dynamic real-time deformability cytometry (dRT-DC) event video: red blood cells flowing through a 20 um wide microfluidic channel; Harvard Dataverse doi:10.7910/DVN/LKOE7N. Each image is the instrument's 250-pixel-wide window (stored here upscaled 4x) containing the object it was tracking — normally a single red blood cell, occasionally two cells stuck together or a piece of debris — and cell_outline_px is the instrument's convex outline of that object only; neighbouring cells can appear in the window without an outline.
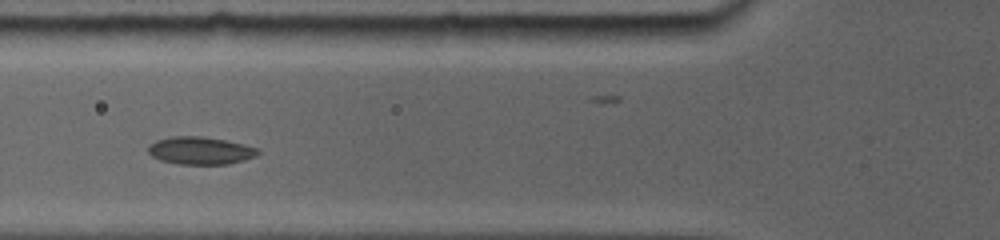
{"species": "common noctule bat (a hibernating species)", "species_latin": "Nyctalus noctula", "temperature_condition": "room temperature", "stored_images_in_passage": 17, "camera_frame_rate_fps": 5000, "um_per_image_px": 0.085, "animal": {"sex": "female", "body_mass_g": 19.0, "forearm_length_mm": 56.7}, "frame": {"image": 1, "passage_image": 4, "time_ms": 2.8, "image_size_px": [1000, 240], "cell_outline_px": [[260, 152], [256, 156], [244, 160], [228, 164], [176, 164], [160, 160], [152, 156], [148, 152], [148, 148], [156, 140], [176, 136], [200, 136], [224, 140], [256, 148]], "centroid_in_image_um": [17.01, 12.81], "position_along_channel_um": 108.8, "area_um2": 17.4}}
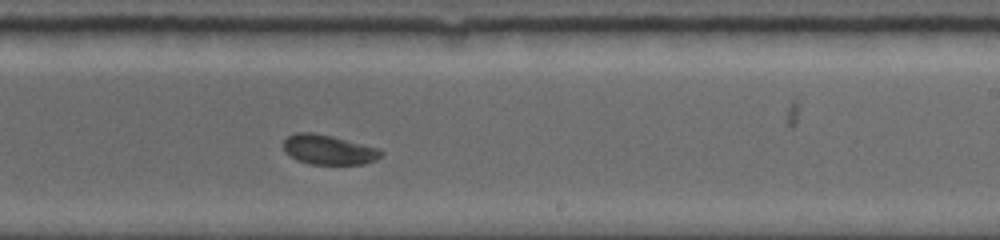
{"frame": {"image": 2, "passage_image": 11, "time_ms": 6.8, "image_size_px": [1000, 240], "cell_outline_px": [[384, 152], [376, 160], [364, 164], [308, 164], [296, 160], [284, 148], [284, 140], [288, 136], [296, 132], [312, 132], [332, 136], [376, 148]], "centroid_in_image_um": [27.92, 12.73], "position_along_channel_um": 261.1, "area_um2": 16.65}}
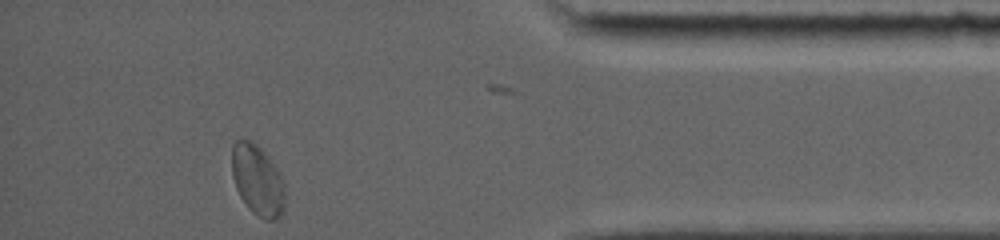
{"frame": {"image": 3, "passage_image": 16, "time_ms": 11.4, "image_size_px": [1000, 240], "cell_outline_px": [[284, 208], [280, 216], [272, 220], [264, 220], [252, 212], [248, 208], [240, 196], [236, 188], [232, 176], [232, 144], [236, 140], [248, 140], [256, 144], [264, 152], [280, 172], [284, 180]], "centroid_in_image_um": [21.89, 15.32], "position_along_channel_um": 413.3, "area_um2": 21.91}, "authors_computed_cell_mechanics": {"area_um2": 16.9354, "velocity_mm_per_s": 3.8097, "shape_relaxation_time_tau1_ms": 6.2565, "shape_relaxation_time_tau2_ms": 5.5525, "deformation_change_tau1": 0.0757, "deformation_change_tau2": 0.0791}}